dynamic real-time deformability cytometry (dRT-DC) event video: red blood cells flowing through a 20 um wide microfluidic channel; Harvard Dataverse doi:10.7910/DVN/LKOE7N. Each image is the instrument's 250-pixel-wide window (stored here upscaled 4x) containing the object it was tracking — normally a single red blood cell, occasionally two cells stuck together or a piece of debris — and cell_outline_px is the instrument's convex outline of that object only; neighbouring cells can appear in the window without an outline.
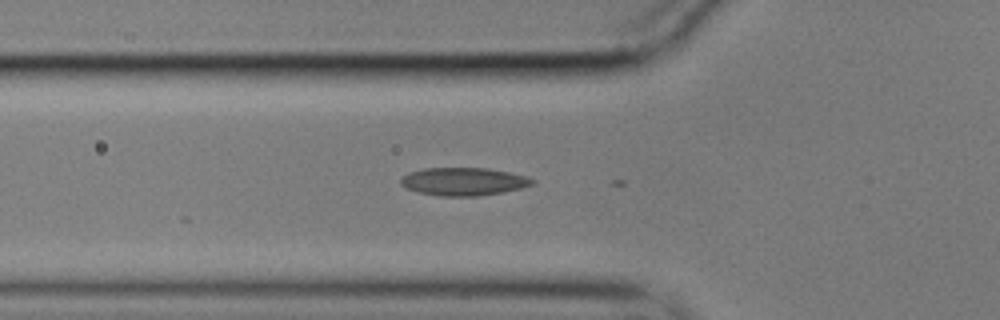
{"species": "common noctule bat (a hibernating species)", "species_latin": "Nyctalus noctula", "temperature_condition": "cold", "stored_images_in_passage": 7, "camera_frame_rate_fps": 3000, "um_per_image_px": 0.085, "animal": {"sex": "male", "body_mass_g": 17.9}, "frame": {"image": 1, "passage_image": 2, "time_ms": 0.333, "image_size_px": [1000, 320], "cell_outline_px": [[536, 180], [532, 184], [520, 188], [504, 192], [480, 196], [440, 196], [420, 192], [404, 188], [400, 184], [400, 180], [408, 172], [424, 168], [488, 168], [528, 176]], "centroid_in_image_um": [39.4, 15.43], "position_along_channel_um": 86.4, "area_um2": 21.5}}
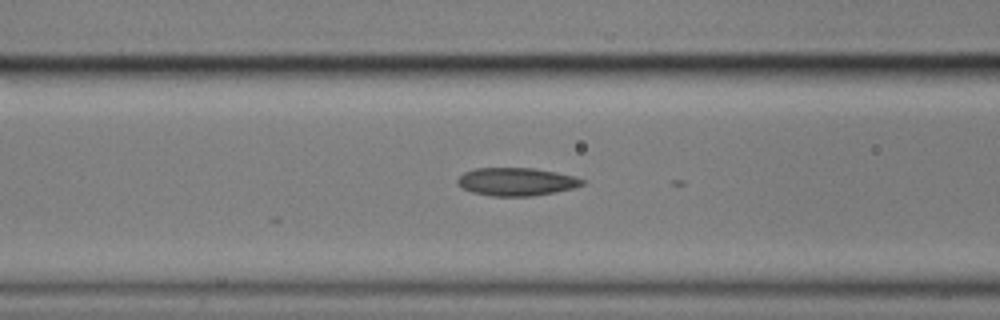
{"frame": {"image": 2, "passage_image": 5, "time_ms": 1.333, "image_size_px": [1000, 320], "cell_outline_px": [[584, 184], [572, 188], [556, 192], [532, 196], [492, 196], [472, 192], [456, 184], [456, 180], [464, 172], [476, 168], [536, 168], [556, 172], [572, 176], [584, 180]], "centroid_in_image_um": [43.87, 15.44], "position_along_channel_um": 122.7, "area_um2": 20.29}}